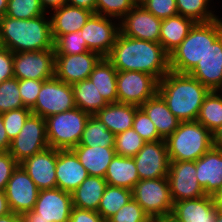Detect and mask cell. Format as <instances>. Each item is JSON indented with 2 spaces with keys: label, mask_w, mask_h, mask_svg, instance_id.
<instances>
[{
  "label": "cell",
  "mask_w": 222,
  "mask_h": 222,
  "mask_svg": "<svg viewBox=\"0 0 222 222\" xmlns=\"http://www.w3.org/2000/svg\"><path fill=\"white\" fill-rule=\"evenodd\" d=\"M106 58L117 71L148 73L158 81L170 71L169 54L160 43L134 39L121 33Z\"/></svg>",
  "instance_id": "1"
},
{
  "label": "cell",
  "mask_w": 222,
  "mask_h": 222,
  "mask_svg": "<svg viewBox=\"0 0 222 222\" xmlns=\"http://www.w3.org/2000/svg\"><path fill=\"white\" fill-rule=\"evenodd\" d=\"M210 90L188 73L169 71L158 83V93L180 122L196 121Z\"/></svg>",
  "instance_id": "2"
},
{
  "label": "cell",
  "mask_w": 222,
  "mask_h": 222,
  "mask_svg": "<svg viewBox=\"0 0 222 222\" xmlns=\"http://www.w3.org/2000/svg\"><path fill=\"white\" fill-rule=\"evenodd\" d=\"M33 19H0V42L12 53L54 49L50 15Z\"/></svg>",
  "instance_id": "3"
},
{
  "label": "cell",
  "mask_w": 222,
  "mask_h": 222,
  "mask_svg": "<svg viewBox=\"0 0 222 222\" xmlns=\"http://www.w3.org/2000/svg\"><path fill=\"white\" fill-rule=\"evenodd\" d=\"M221 34L222 17L209 22H196L182 43L169 54L170 70L189 73Z\"/></svg>",
  "instance_id": "4"
},
{
  "label": "cell",
  "mask_w": 222,
  "mask_h": 222,
  "mask_svg": "<svg viewBox=\"0 0 222 222\" xmlns=\"http://www.w3.org/2000/svg\"><path fill=\"white\" fill-rule=\"evenodd\" d=\"M165 142L170 161H196L213 147V134L197 120L186 121Z\"/></svg>",
  "instance_id": "5"
},
{
  "label": "cell",
  "mask_w": 222,
  "mask_h": 222,
  "mask_svg": "<svg viewBox=\"0 0 222 222\" xmlns=\"http://www.w3.org/2000/svg\"><path fill=\"white\" fill-rule=\"evenodd\" d=\"M89 117L90 114L75 107L45 118L49 147L67 150L77 146Z\"/></svg>",
  "instance_id": "6"
},
{
  "label": "cell",
  "mask_w": 222,
  "mask_h": 222,
  "mask_svg": "<svg viewBox=\"0 0 222 222\" xmlns=\"http://www.w3.org/2000/svg\"><path fill=\"white\" fill-rule=\"evenodd\" d=\"M132 197L152 221H163L172 213L174 203L167 177L140 180L132 189Z\"/></svg>",
  "instance_id": "7"
},
{
  "label": "cell",
  "mask_w": 222,
  "mask_h": 222,
  "mask_svg": "<svg viewBox=\"0 0 222 222\" xmlns=\"http://www.w3.org/2000/svg\"><path fill=\"white\" fill-rule=\"evenodd\" d=\"M75 107L72 86L54 76L42 83L31 112L45 119Z\"/></svg>",
  "instance_id": "8"
},
{
  "label": "cell",
  "mask_w": 222,
  "mask_h": 222,
  "mask_svg": "<svg viewBox=\"0 0 222 222\" xmlns=\"http://www.w3.org/2000/svg\"><path fill=\"white\" fill-rule=\"evenodd\" d=\"M48 147L45 119L31 113L20 133L11 141L9 153L21 163Z\"/></svg>",
  "instance_id": "9"
},
{
  "label": "cell",
  "mask_w": 222,
  "mask_h": 222,
  "mask_svg": "<svg viewBox=\"0 0 222 222\" xmlns=\"http://www.w3.org/2000/svg\"><path fill=\"white\" fill-rule=\"evenodd\" d=\"M159 81L137 71H117V102L141 106L158 92Z\"/></svg>",
  "instance_id": "10"
},
{
  "label": "cell",
  "mask_w": 222,
  "mask_h": 222,
  "mask_svg": "<svg viewBox=\"0 0 222 222\" xmlns=\"http://www.w3.org/2000/svg\"><path fill=\"white\" fill-rule=\"evenodd\" d=\"M93 13L79 31L89 51L107 57L120 33V21Z\"/></svg>",
  "instance_id": "11"
},
{
  "label": "cell",
  "mask_w": 222,
  "mask_h": 222,
  "mask_svg": "<svg viewBox=\"0 0 222 222\" xmlns=\"http://www.w3.org/2000/svg\"><path fill=\"white\" fill-rule=\"evenodd\" d=\"M54 68V49L13 53L14 78L18 80H47L54 77Z\"/></svg>",
  "instance_id": "12"
},
{
  "label": "cell",
  "mask_w": 222,
  "mask_h": 222,
  "mask_svg": "<svg viewBox=\"0 0 222 222\" xmlns=\"http://www.w3.org/2000/svg\"><path fill=\"white\" fill-rule=\"evenodd\" d=\"M167 179L173 203L206 195L196 178V161H170Z\"/></svg>",
  "instance_id": "13"
},
{
  "label": "cell",
  "mask_w": 222,
  "mask_h": 222,
  "mask_svg": "<svg viewBox=\"0 0 222 222\" xmlns=\"http://www.w3.org/2000/svg\"><path fill=\"white\" fill-rule=\"evenodd\" d=\"M39 189L27 172L19 164L12 172L5 194L11 212L23 214L34 209Z\"/></svg>",
  "instance_id": "14"
},
{
  "label": "cell",
  "mask_w": 222,
  "mask_h": 222,
  "mask_svg": "<svg viewBox=\"0 0 222 222\" xmlns=\"http://www.w3.org/2000/svg\"><path fill=\"white\" fill-rule=\"evenodd\" d=\"M73 208L72 194L59 188L39 190L34 220L68 222Z\"/></svg>",
  "instance_id": "15"
},
{
  "label": "cell",
  "mask_w": 222,
  "mask_h": 222,
  "mask_svg": "<svg viewBox=\"0 0 222 222\" xmlns=\"http://www.w3.org/2000/svg\"><path fill=\"white\" fill-rule=\"evenodd\" d=\"M133 159L140 180L168 175L170 160L165 140L146 142Z\"/></svg>",
  "instance_id": "16"
},
{
  "label": "cell",
  "mask_w": 222,
  "mask_h": 222,
  "mask_svg": "<svg viewBox=\"0 0 222 222\" xmlns=\"http://www.w3.org/2000/svg\"><path fill=\"white\" fill-rule=\"evenodd\" d=\"M161 23V19L137 3L120 20V33L134 39L159 43Z\"/></svg>",
  "instance_id": "17"
},
{
  "label": "cell",
  "mask_w": 222,
  "mask_h": 222,
  "mask_svg": "<svg viewBox=\"0 0 222 222\" xmlns=\"http://www.w3.org/2000/svg\"><path fill=\"white\" fill-rule=\"evenodd\" d=\"M102 58L94 51L73 55H55L54 76L72 85L87 79Z\"/></svg>",
  "instance_id": "18"
},
{
  "label": "cell",
  "mask_w": 222,
  "mask_h": 222,
  "mask_svg": "<svg viewBox=\"0 0 222 222\" xmlns=\"http://www.w3.org/2000/svg\"><path fill=\"white\" fill-rule=\"evenodd\" d=\"M57 149L48 147L19 163L39 190L56 188Z\"/></svg>",
  "instance_id": "19"
},
{
  "label": "cell",
  "mask_w": 222,
  "mask_h": 222,
  "mask_svg": "<svg viewBox=\"0 0 222 222\" xmlns=\"http://www.w3.org/2000/svg\"><path fill=\"white\" fill-rule=\"evenodd\" d=\"M210 91L222 88V34L209 46L205 56L188 73Z\"/></svg>",
  "instance_id": "20"
},
{
  "label": "cell",
  "mask_w": 222,
  "mask_h": 222,
  "mask_svg": "<svg viewBox=\"0 0 222 222\" xmlns=\"http://www.w3.org/2000/svg\"><path fill=\"white\" fill-rule=\"evenodd\" d=\"M218 207L213 196L178 201L170 217L176 222H215Z\"/></svg>",
  "instance_id": "21"
},
{
  "label": "cell",
  "mask_w": 222,
  "mask_h": 222,
  "mask_svg": "<svg viewBox=\"0 0 222 222\" xmlns=\"http://www.w3.org/2000/svg\"><path fill=\"white\" fill-rule=\"evenodd\" d=\"M56 187L72 193L89 175L76 154L57 149Z\"/></svg>",
  "instance_id": "22"
},
{
  "label": "cell",
  "mask_w": 222,
  "mask_h": 222,
  "mask_svg": "<svg viewBox=\"0 0 222 222\" xmlns=\"http://www.w3.org/2000/svg\"><path fill=\"white\" fill-rule=\"evenodd\" d=\"M196 178L206 195L222 190V151L212 147L196 160Z\"/></svg>",
  "instance_id": "23"
},
{
  "label": "cell",
  "mask_w": 222,
  "mask_h": 222,
  "mask_svg": "<svg viewBox=\"0 0 222 222\" xmlns=\"http://www.w3.org/2000/svg\"><path fill=\"white\" fill-rule=\"evenodd\" d=\"M92 14L88 9L68 4L53 10L49 14L53 40L61 35L80 31Z\"/></svg>",
  "instance_id": "24"
},
{
  "label": "cell",
  "mask_w": 222,
  "mask_h": 222,
  "mask_svg": "<svg viewBox=\"0 0 222 222\" xmlns=\"http://www.w3.org/2000/svg\"><path fill=\"white\" fill-rule=\"evenodd\" d=\"M85 167L89 176L105 177L108 166L115 156L114 147L77 145L71 149Z\"/></svg>",
  "instance_id": "25"
},
{
  "label": "cell",
  "mask_w": 222,
  "mask_h": 222,
  "mask_svg": "<svg viewBox=\"0 0 222 222\" xmlns=\"http://www.w3.org/2000/svg\"><path fill=\"white\" fill-rule=\"evenodd\" d=\"M140 108L148 115L158 134L164 140L174 133L180 123L158 92L143 103Z\"/></svg>",
  "instance_id": "26"
},
{
  "label": "cell",
  "mask_w": 222,
  "mask_h": 222,
  "mask_svg": "<svg viewBox=\"0 0 222 222\" xmlns=\"http://www.w3.org/2000/svg\"><path fill=\"white\" fill-rule=\"evenodd\" d=\"M139 106L126 103H109L99 110L95 116L106 125L114 135L131 129L136 110Z\"/></svg>",
  "instance_id": "27"
},
{
  "label": "cell",
  "mask_w": 222,
  "mask_h": 222,
  "mask_svg": "<svg viewBox=\"0 0 222 222\" xmlns=\"http://www.w3.org/2000/svg\"><path fill=\"white\" fill-rule=\"evenodd\" d=\"M196 22L182 15H175L162 20L159 43L170 54L187 37Z\"/></svg>",
  "instance_id": "28"
},
{
  "label": "cell",
  "mask_w": 222,
  "mask_h": 222,
  "mask_svg": "<svg viewBox=\"0 0 222 222\" xmlns=\"http://www.w3.org/2000/svg\"><path fill=\"white\" fill-rule=\"evenodd\" d=\"M105 178L88 176L71 194L73 207L96 211L107 186Z\"/></svg>",
  "instance_id": "29"
},
{
  "label": "cell",
  "mask_w": 222,
  "mask_h": 222,
  "mask_svg": "<svg viewBox=\"0 0 222 222\" xmlns=\"http://www.w3.org/2000/svg\"><path fill=\"white\" fill-rule=\"evenodd\" d=\"M104 178L108 185L130 190L140 181L134 159L116 154L112 158Z\"/></svg>",
  "instance_id": "30"
},
{
  "label": "cell",
  "mask_w": 222,
  "mask_h": 222,
  "mask_svg": "<svg viewBox=\"0 0 222 222\" xmlns=\"http://www.w3.org/2000/svg\"><path fill=\"white\" fill-rule=\"evenodd\" d=\"M88 78L108 104L117 103V70L106 57L98 62Z\"/></svg>",
  "instance_id": "31"
},
{
  "label": "cell",
  "mask_w": 222,
  "mask_h": 222,
  "mask_svg": "<svg viewBox=\"0 0 222 222\" xmlns=\"http://www.w3.org/2000/svg\"><path fill=\"white\" fill-rule=\"evenodd\" d=\"M71 86L75 105L84 112L95 115L99 110L108 105L89 78L76 82Z\"/></svg>",
  "instance_id": "32"
},
{
  "label": "cell",
  "mask_w": 222,
  "mask_h": 222,
  "mask_svg": "<svg viewBox=\"0 0 222 222\" xmlns=\"http://www.w3.org/2000/svg\"><path fill=\"white\" fill-rule=\"evenodd\" d=\"M197 121L212 134L222 125V94L210 91L200 108Z\"/></svg>",
  "instance_id": "33"
},
{
  "label": "cell",
  "mask_w": 222,
  "mask_h": 222,
  "mask_svg": "<svg viewBox=\"0 0 222 222\" xmlns=\"http://www.w3.org/2000/svg\"><path fill=\"white\" fill-rule=\"evenodd\" d=\"M132 198V190L124 187L107 185L97 212L107 221Z\"/></svg>",
  "instance_id": "34"
},
{
  "label": "cell",
  "mask_w": 222,
  "mask_h": 222,
  "mask_svg": "<svg viewBox=\"0 0 222 222\" xmlns=\"http://www.w3.org/2000/svg\"><path fill=\"white\" fill-rule=\"evenodd\" d=\"M115 135L95 115H90L78 145L114 147Z\"/></svg>",
  "instance_id": "35"
},
{
  "label": "cell",
  "mask_w": 222,
  "mask_h": 222,
  "mask_svg": "<svg viewBox=\"0 0 222 222\" xmlns=\"http://www.w3.org/2000/svg\"><path fill=\"white\" fill-rule=\"evenodd\" d=\"M211 2L212 0H176L177 11L179 15L191 18L195 22H209L220 18L214 8H210Z\"/></svg>",
  "instance_id": "36"
},
{
  "label": "cell",
  "mask_w": 222,
  "mask_h": 222,
  "mask_svg": "<svg viewBox=\"0 0 222 222\" xmlns=\"http://www.w3.org/2000/svg\"><path fill=\"white\" fill-rule=\"evenodd\" d=\"M146 141L133 129L115 135L114 149L116 155L134 157Z\"/></svg>",
  "instance_id": "37"
},
{
  "label": "cell",
  "mask_w": 222,
  "mask_h": 222,
  "mask_svg": "<svg viewBox=\"0 0 222 222\" xmlns=\"http://www.w3.org/2000/svg\"><path fill=\"white\" fill-rule=\"evenodd\" d=\"M24 108L19 93V80L12 78L0 83V113L10 110Z\"/></svg>",
  "instance_id": "38"
},
{
  "label": "cell",
  "mask_w": 222,
  "mask_h": 222,
  "mask_svg": "<svg viewBox=\"0 0 222 222\" xmlns=\"http://www.w3.org/2000/svg\"><path fill=\"white\" fill-rule=\"evenodd\" d=\"M45 14L40 0H8L5 16L16 19H33Z\"/></svg>",
  "instance_id": "39"
},
{
  "label": "cell",
  "mask_w": 222,
  "mask_h": 222,
  "mask_svg": "<svg viewBox=\"0 0 222 222\" xmlns=\"http://www.w3.org/2000/svg\"><path fill=\"white\" fill-rule=\"evenodd\" d=\"M55 55H73L85 53L88 50L80 32L61 35L54 41Z\"/></svg>",
  "instance_id": "40"
},
{
  "label": "cell",
  "mask_w": 222,
  "mask_h": 222,
  "mask_svg": "<svg viewBox=\"0 0 222 222\" xmlns=\"http://www.w3.org/2000/svg\"><path fill=\"white\" fill-rule=\"evenodd\" d=\"M136 4L135 0H96L95 14L120 21Z\"/></svg>",
  "instance_id": "41"
},
{
  "label": "cell",
  "mask_w": 222,
  "mask_h": 222,
  "mask_svg": "<svg viewBox=\"0 0 222 222\" xmlns=\"http://www.w3.org/2000/svg\"><path fill=\"white\" fill-rule=\"evenodd\" d=\"M106 222H153L143 208L132 198Z\"/></svg>",
  "instance_id": "42"
},
{
  "label": "cell",
  "mask_w": 222,
  "mask_h": 222,
  "mask_svg": "<svg viewBox=\"0 0 222 222\" xmlns=\"http://www.w3.org/2000/svg\"><path fill=\"white\" fill-rule=\"evenodd\" d=\"M31 113V109L24 107L2 114L4 127L10 141L20 133L26 119Z\"/></svg>",
  "instance_id": "43"
},
{
  "label": "cell",
  "mask_w": 222,
  "mask_h": 222,
  "mask_svg": "<svg viewBox=\"0 0 222 222\" xmlns=\"http://www.w3.org/2000/svg\"><path fill=\"white\" fill-rule=\"evenodd\" d=\"M132 128L146 141L154 142L158 140H164L150 120L148 115L139 107L136 110V114L133 121Z\"/></svg>",
  "instance_id": "44"
},
{
  "label": "cell",
  "mask_w": 222,
  "mask_h": 222,
  "mask_svg": "<svg viewBox=\"0 0 222 222\" xmlns=\"http://www.w3.org/2000/svg\"><path fill=\"white\" fill-rule=\"evenodd\" d=\"M139 4L161 20L178 15L176 0H142Z\"/></svg>",
  "instance_id": "45"
},
{
  "label": "cell",
  "mask_w": 222,
  "mask_h": 222,
  "mask_svg": "<svg viewBox=\"0 0 222 222\" xmlns=\"http://www.w3.org/2000/svg\"><path fill=\"white\" fill-rule=\"evenodd\" d=\"M43 82L44 80L34 79L19 80V93L24 107L32 109L35 106Z\"/></svg>",
  "instance_id": "46"
},
{
  "label": "cell",
  "mask_w": 222,
  "mask_h": 222,
  "mask_svg": "<svg viewBox=\"0 0 222 222\" xmlns=\"http://www.w3.org/2000/svg\"><path fill=\"white\" fill-rule=\"evenodd\" d=\"M18 165L9 151H0V190H5L12 172Z\"/></svg>",
  "instance_id": "47"
},
{
  "label": "cell",
  "mask_w": 222,
  "mask_h": 222,
  "mask_svg": "<svg viewBox=\"0 0 222 222\" xmlns=\"http://www.w3.org/2000/svg\"><path fill=\"white\" fill-rule=\"evenodd\" d=\"M14 78L13 53L7 48L0 49V83Z\"/></svg>",
  "instance_id": "48"
},
{
  "label": "cell",
  "mask_w": 222,
  "mask_h": 222,
  "mask_svg": "<svg viewBox=\"0 0 222 222\" xmlns=\"http://www.w3.org/2000/svg\"><path fill=\"white\" fill-rule=\"evenodd\" d=\"M68 222H106L96 211L73 207Z\"/></svg>",
  "instance_id": "49"
},
{
  "label": "cell",
  "mask_w": 222,
  "mask_h": 222,
  "mask_svg": "<svg viewBox=\"0 0 222 222\" xmlns=\"http://www.w3.org/2000/svg\"><path fill=\"white\" fill-rule=\"evenodd\" d=\"M11 141L9 140L3 122V116L0 113V151H9Z\"/></svg>",
  "instance_id": "50"
},
{
  "label": "cell",
  "mask_w": 222,
  "mask_h": 222,
  "mask_svg": "<svg viewBox=\"0 0 222 222\" xmlns=\"http://www.w3.org/2000/svg\"><path fill=\"white\" fill-rule=\"evenodd\" d=\"M67 0H40V4L45 13L50 14L53 10L65 5Z\"/></svg>",
  "instance_id": "51"
},
{
  "label": "cell",
  "mask_w": 222,
  "mask_h": 222,
  "mask_svg": "<svg viewBox=\"0 0 222 222\" xmlns=\"http://www.w3.org/2000/svg\"><path fill=\"white\" fill-rule=\"evenodd\" d=\"M66 4L85 8L95 13L96 0H67Z\"/></svg>",
  "instance_id": "52"
},
{
  "label": "cell",
  "mask_w": 222,
  "mask_h": 222,
  "mask_svg": "<svg viewBox=\"0 0 222 222\" xmlns=\"http://www.w3.org/2000/svg\"><path fill=\"white\" fill-rule=\"evenodd\" d=\"M11 212L5 190H0V216L7 215Z\"/></svg>",
  "instance_id": "53"
},
{
  "label": "cell",
  "mask_w": 222,
  "mask_h": 222,
  "mask_svg": "<svg viewBox=\"0 0 222 222\" xmlns=\"http://www.w3.org/2000/svg\"><path fill=\"white\" fill-rule=\"evenodd\" d=\"M213 147L222 151V125L213 133Z\"/></svg>",
  "instance_id": "54"
},
{
  "label": "cell",
  "mask_w": 222,
  "mask_h": 222,
  "mask_svg": "<svg viewBox=\"0 0 222 222\" xmlns=\"http://www.w3.org/2000/svg\"><path fill=\"white\" fill-rule=\"evenodd\" d=\"M0 222H21V216L14 212H10L7 215L0 216Z\"/></svg>",
  "instance_id": "55"
},
{
  "label": "cell",
  "mask_w": 222,
  "mask_h": 222,
  "mask_svg": "<svg viewBox=\"0 0 222 222\" xmlns=\"http://www.w3.org/2000/svg\"><path fill=\"white\" fill-rule=\"evenodd\" d=\"M21 216V222H47L43 220H34V211L31 210L29 212H25L20 215Z\"/></svg>",
  "instance_id": "56"
},
{
  "label": "cell",
  "mask_w": 222,
  "mask_h": 222,
  "mask_svg": "<svg viewBox=\"0 0 222 222\" xmlns=\"http://www.w3.org/2000/svg\"><path fill=\"white\" fill-rule=\"evenodd\" d=\"M8 0H0V19H2L7 11Z\"/></svg>",
  "instance_id": "57"
},
{
  "label": "cell",
  "mask_w": 222,
  "mask_h": 222,
  "mask_svg": "<svg viewBox=\"0 0 222 222\" xmlns=\"http://www.w3.org/2000/svg\"><path fill=\"white\" fill-rule=\"evenodd\" d=\"M215 202L219 210H222V190H220L215 196Z\"/></svg>",
  "instance_id": "58"
},
{
  "label": "cell",
  "mask_w": 222,
  "mask_h": 222,
  "mask_svg": "<svg viewBox=\"0 0 222 222\" xmlns=\"http://www.w3.org/2000/svg\"><path fill=\"white\" fill-rule=\"evenodd\" d=\"M215 222H222V210H218Z\"/></svg>",
  "instance_id": "59"
},
{
  "label": "cell",
  "mask_w": 222,
  "mask_h": 222,
  "mask_svg": "<svg viewBox=\"0 0 222 222\" xmlns=\"http://www.w3.org/2000/svg\"><path fill=\"white\" fill-rule=\"evenodd\" d=\"M163 222H176V221H174L171 217H169V218L163 220Z\"/></svg>",
  "instance_id": "60"
}]
</instances>
